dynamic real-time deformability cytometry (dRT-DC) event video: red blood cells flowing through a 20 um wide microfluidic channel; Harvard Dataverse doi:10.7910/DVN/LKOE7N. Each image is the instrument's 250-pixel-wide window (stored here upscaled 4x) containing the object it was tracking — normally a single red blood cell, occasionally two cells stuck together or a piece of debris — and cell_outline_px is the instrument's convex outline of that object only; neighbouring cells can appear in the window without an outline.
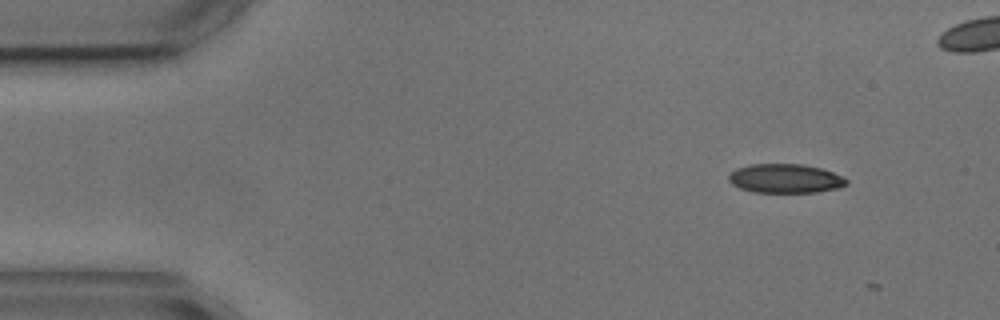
{"species": "common noctule bat (a hibernating species)", "species_latin": "Nyctalus noctula", "temperature_condition": "cold", "stored_images_in_passage": 3, "camera_frame_rate_fps": 3000, "um_per_image_px": 0.085, "animal": {"sex": "male", "body_mass_g": 17.9, "forearm_length_mm": 54.2}, "frame": {"image": 1, "passage_image": 1, "time_ms": 0.0, "image_size_px": [1000, 320], "cell_outline_px": [[848, 184], [840, 188], [816, 192], [752, 192], [740, 188], [732, 184], [728, 180], [728, 176], [736, 168], [752, 164], [804, 164], [820, 168], [832, 172], [848, 180]], "centroid_in_image_um": [66.75, 15.17], "position_along_channel_um": 18.3, "area_um2": 19.94}}